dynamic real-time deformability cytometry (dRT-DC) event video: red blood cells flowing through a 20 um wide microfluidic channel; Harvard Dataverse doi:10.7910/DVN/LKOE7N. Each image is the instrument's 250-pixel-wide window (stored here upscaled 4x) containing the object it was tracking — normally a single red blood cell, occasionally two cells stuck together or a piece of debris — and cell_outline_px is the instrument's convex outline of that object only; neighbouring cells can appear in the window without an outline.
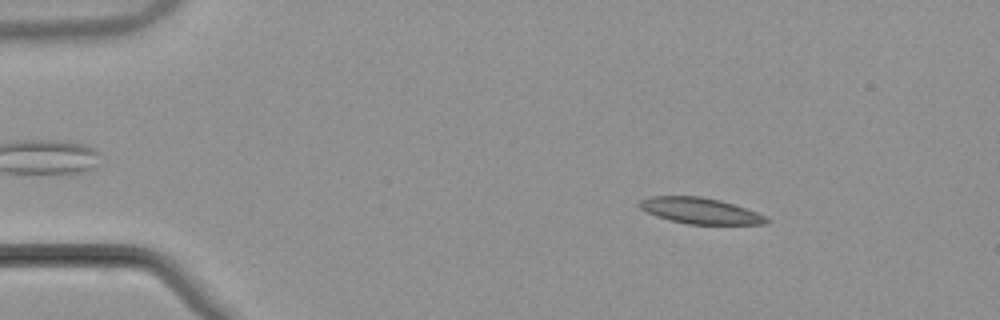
{"species": "common noctule bat (a hibernating species)", "species_latin": "Nyctalus noctula", "temperature_condition": "warm", "stored_images_in_passage": 55, "camera_frame_rate_fps": 3000, "um_per_image_px": 0.085, "animal": {"sex": "male", "body_mass_g": 21.5, "forearm_length_mm": 52.0}, "frame": {"image": 1, "passage_image": 9, "time_ms": 2.667, "image_size_px": [1000, 320], "cell_outline_px": [[768, 224], [688, 224], [656, 216], [640, 208], [636, 204], [640, 200], [652, 196], [700, 196], [720, 200], [756, 212], [764, 216], [768, 220]], "centroid_in_image_um": [59.47, 17.91], "position_along_channel_um": 25.5, "area_um2": 18.96}}
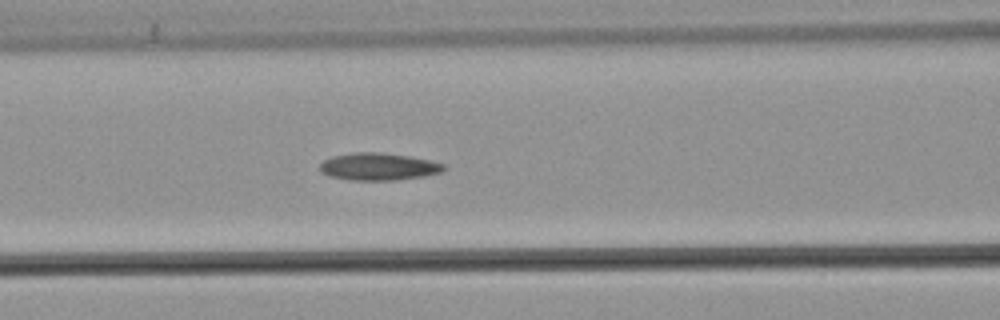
{"frame": {"image": 2, "passage_image": 24, "time_ms": 7.667, "image_size_px": [1000, 320], "cell_outline_px": [[444, 168], [440, 172], [424, 176], [396, 180], [348, 180], [332, 176], [320, 172], [320, 164], [324, 160], [332, 156], [356, 152], [380, 152], [408, 156], [428, 160], [444, 164]], "centroid_in_image_um": [32.13, 14.16], "position_along_channel_um": 134.5, "area_um2": 19.54}}
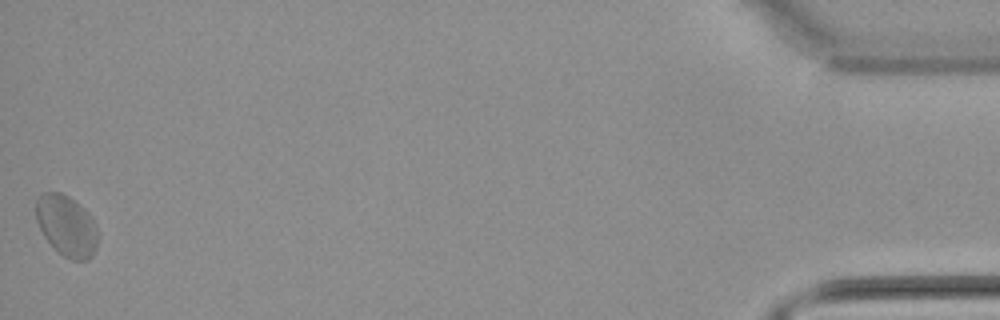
{"frame": {"image": 3, "passage_image": 55, "time_ms": 18.0, "image_size_px": [1000, 320], "cell_outline_px": [[96, 248], [92, 256], [88, 260], [72, 260], [64, 256], [44, 236], [36, 220], [36, 196], [44, 192], [60, 192], [68, 196], [92, 220], [96, 228]], "centroid_in_image_um": [5.61, 19.19], "position_along_channel_um": 429.6, "area_um2": 21.27}}